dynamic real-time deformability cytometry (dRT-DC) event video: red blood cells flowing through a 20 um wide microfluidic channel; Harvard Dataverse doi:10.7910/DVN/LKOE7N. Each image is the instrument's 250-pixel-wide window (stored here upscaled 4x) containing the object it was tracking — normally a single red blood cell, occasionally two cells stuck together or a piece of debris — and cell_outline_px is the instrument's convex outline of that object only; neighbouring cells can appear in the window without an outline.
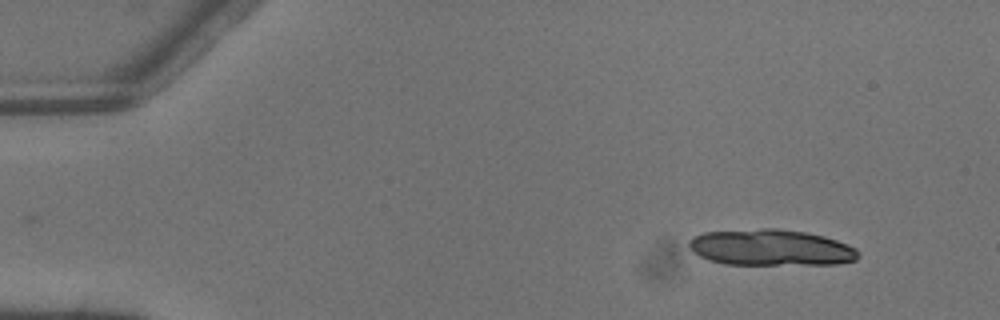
{"species": "common noctule bat (a hibernating species)", "species_latin": "Nyctalus noctula", "temperature_condition": "warm", "stored_images_in_passage": 4, "camera_frame_rate_fps": 3000, "um_per_image_px": 0.085, "animal": {"sex": "male", "body_mass_g": 13.3}, "frame": {"image": 1, "passage_image": 1, "time_ms": 0.0, "image_size_px": [1000, 320], "cell_outline_px": [[860, 256], [856, 260], [840, 264], [724, 264], [708, 260], [692, 252], [688, 244], [688, 240], [692, 236], [704, 232], [764, 228], [776, 228], [804, 232], [824, 236], [848, 244], [856, 248], [860, 252]], "centroid_in_image_um": [65.52, 21.04], "position_along_channel_um": 19.5, "area_um2": 36.01}}
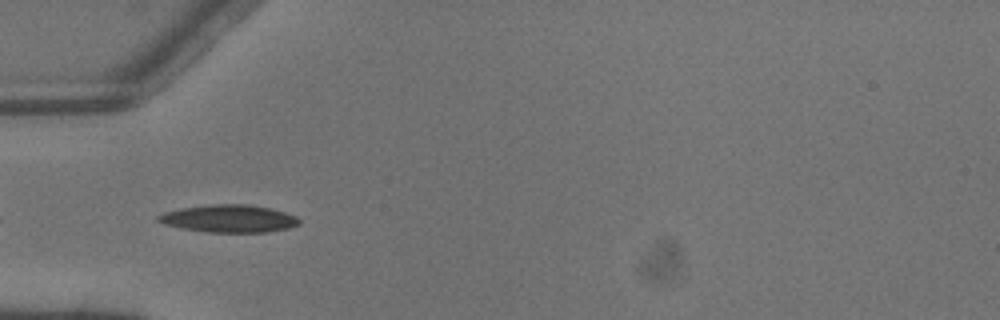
{"frame": {"image": 2, "passage_image": 4, "time_ms": 1.0, "image_size_px": [1000, 320], "cell_outline_px": [[300, 224], [288, 228], [268, 232], [208, 232], [184, 228], [164, 224], [156, 220], [156, 216], [164, 212], [184, 208], [208, 204], [244, 204], [268, 208], [284, 212], [296, 216], [300, 220]], "centroid_in_image_um": [19.46, 18.58], "position_along_channel_um": 65.5, "area_um2": 22.43}}